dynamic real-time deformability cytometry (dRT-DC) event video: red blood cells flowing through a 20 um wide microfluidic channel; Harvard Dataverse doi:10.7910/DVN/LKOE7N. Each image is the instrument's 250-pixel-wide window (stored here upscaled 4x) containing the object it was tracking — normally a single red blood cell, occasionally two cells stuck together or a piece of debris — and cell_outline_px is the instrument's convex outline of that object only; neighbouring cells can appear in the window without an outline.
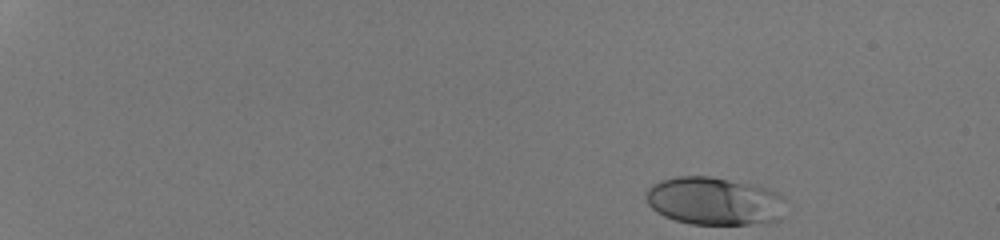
{"species": "human", "species_latin": "Homo sapiens", "temperature_condition": "room temperature", "stored_images_in_passage": 41, "camera_frame_rate_fps": 3000, "um_per_image_px": 0.085, "donor": {"sex": "male"}, "frame": {"image": 1, "passage_image": 1, "time_ms": 0.0, "image_size_px": [1000, 240], "cell_outline_px": [[784, 200], [780, 220], [748, 224], [692, 224], [676, 220], [664, 216], [656, 212], [648, 204], [644, 192], [652, 184], [676, 176], [708, 176], [728, 180], [764, 188], [776, 192], [784, 196]], "centroid_in_image_um": [60.67, 17.1], "position_along_channel_um": 24.3, "area_um2": 38.67}}
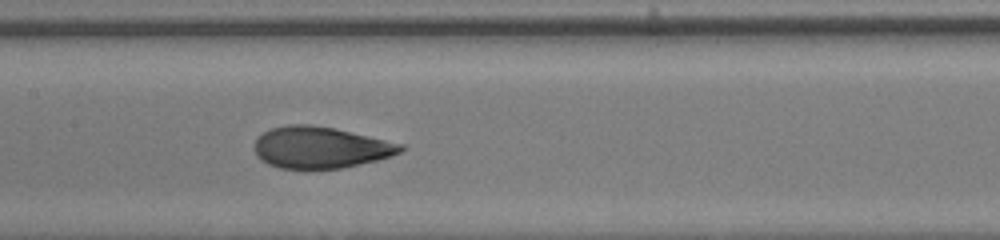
{"frame": {"image": 2, "passage_image": 24, "time_ms": 7.667, "image_size_px": [1000, 240], "cell_outline_px": [[404, 148], [400, 152], [392, 156], [360, 164], [340, 168], [280, 168], [268, 164], [260, 160], [252, 148], [256, 140], [264, 132], [272, 128], [288, 124], [312, 124], [332, 128], [404, 144]], "centroid_in_image_um": [27.2, 12.53], "position_along_channel_um": 180.2, "area_um2": 35.14}}
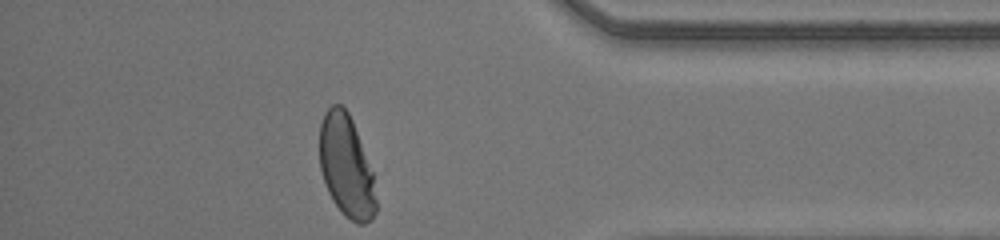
{"frame": {"image": 3, "passage_image": 41, "time_ms": 13.333, "image_size_px": [1000, 240], "cell_outline_px": [[376, 212], [372, 220], [364, 224], [356, 224], [344, 216], [340, 212], [332, 200], [328, 192], [320, 168], [320, 124], [324, 112], [332, 104], [340, 104], [348, 112], [352, 120], [372, 172], [376, 200]], "centroid_in_image_um": [29.42, 14.17], "position_along_channel_um": 405.8, "area_um2": 33.52}, "authors_computed_cell_mechanics": {"area_um2": 36.2406, "velocity_mm_per_s": 4.2507, "shape_relaxation_time_tau1_ms": 4.024, "shape_relaxation_time_tau2_ms": null, "deformation_change_tau1": 0.207, "deformation_change_tau2": null}}